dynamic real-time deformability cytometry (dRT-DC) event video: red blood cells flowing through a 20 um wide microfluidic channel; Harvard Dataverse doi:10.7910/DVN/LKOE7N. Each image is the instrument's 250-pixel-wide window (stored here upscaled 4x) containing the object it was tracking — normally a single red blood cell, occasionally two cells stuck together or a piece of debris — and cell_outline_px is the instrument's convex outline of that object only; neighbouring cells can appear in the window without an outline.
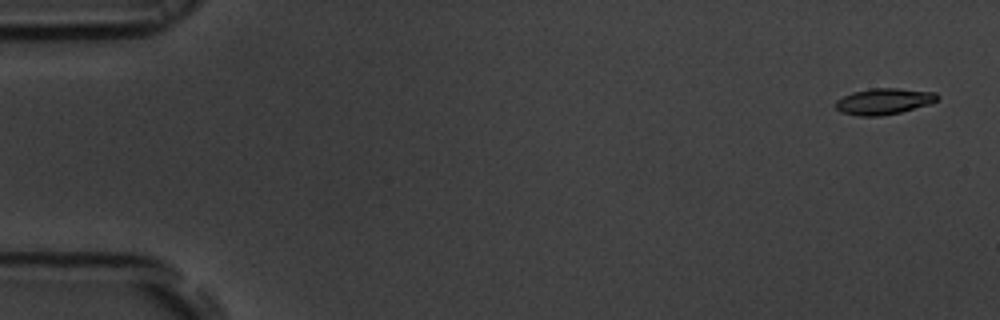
{"species": "common noctule bat (a hibernating species)", "species_latin": "Nyctalus noctula", "temperature_condition": "room temperature", "stored_images_in_passage": 54, "camera_frame_rate_fps": 3000, "um_per_image_px": 0.085, "animal": {"sex": "male", "body_mass_g": 19.5, "forearm_length_mm": 54.6}, "frame": {"image": 1, "passage_image": 1, "time_ms": 0.0, "image_size_px": [1000, 320], "cell_outline_px": [[940, 96], [936, 100], [928, 104], [900, 112], [880, 116], [860, 116], [840, 112], [836, 108], [836, 100], [852, 92], [872, 88], [896, 88], [936, 92]], "centroid_in_image_um": [75.11, 8.61], "position_along_channel_um": 9.9, "area_um2": 15.37}}
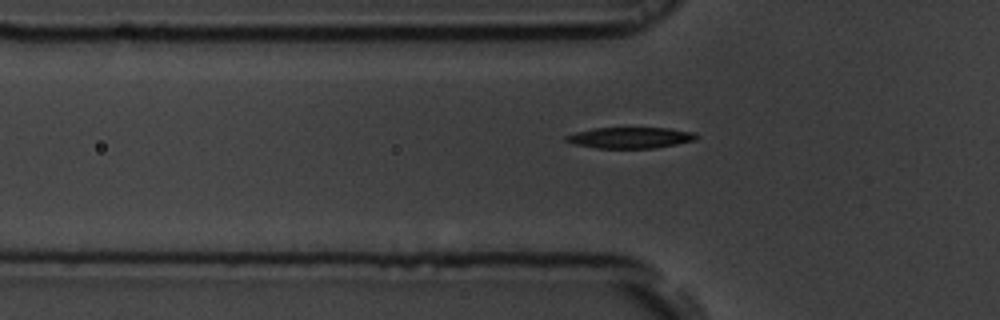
{"frame": {"image": 2, "passage_image": 17, "time_ms": 5.333, "image_size_px": [1000, 320], "cell_outline_px": [[700, 136], [696, 140], [676, 144], [652, 148], [596, 148], [572, 144], [564, 140], [564, 136], [576, 132], [592, 128], [668, 128], [696, 132]], "centroid_in_image_um": [53.57, 11.7], "position_along_channel_um": 72.2, "area_um2": 16.13}}
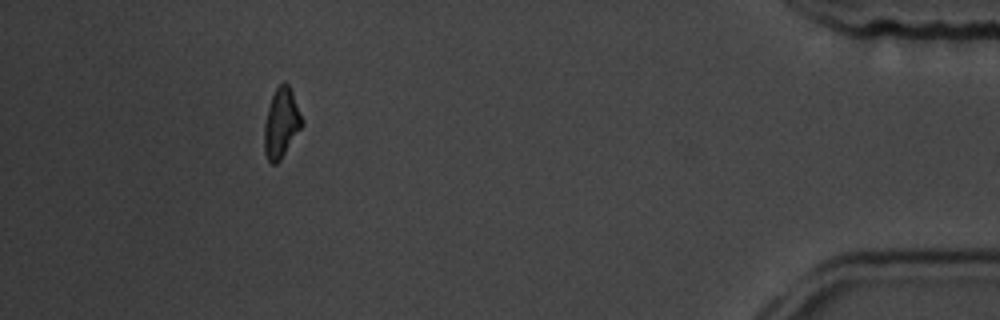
{"frame": {"image": 3, "passage_image": 49, "time_ms": 16.0, "image_size_px": [1000, 320], "cell_outline_px": [[304, 124], [280, 160], [276, 164], [272, 164], [268, 160], [264, 152], [264, 124], [268, 108], [272, 96], [276, 88], [284, 80], [288, 84], [292, 92]], "centroid_in_image_um": [23.9, 10.48], "position_along_channel_um": 411.3, "area_um2": 15.14}, "authors_computed_cell_mechanics": {"area_um2": 15.8083, "velocity_mm_per_s": 3.7289, "shape_relaxation_time_tau1_ms": 1.7077, "shape_relaxation_time_tau2_ms": 9.7984, "deformation_change_tau1": 0.1289, "deformation_change_tau2": 0.2075}}